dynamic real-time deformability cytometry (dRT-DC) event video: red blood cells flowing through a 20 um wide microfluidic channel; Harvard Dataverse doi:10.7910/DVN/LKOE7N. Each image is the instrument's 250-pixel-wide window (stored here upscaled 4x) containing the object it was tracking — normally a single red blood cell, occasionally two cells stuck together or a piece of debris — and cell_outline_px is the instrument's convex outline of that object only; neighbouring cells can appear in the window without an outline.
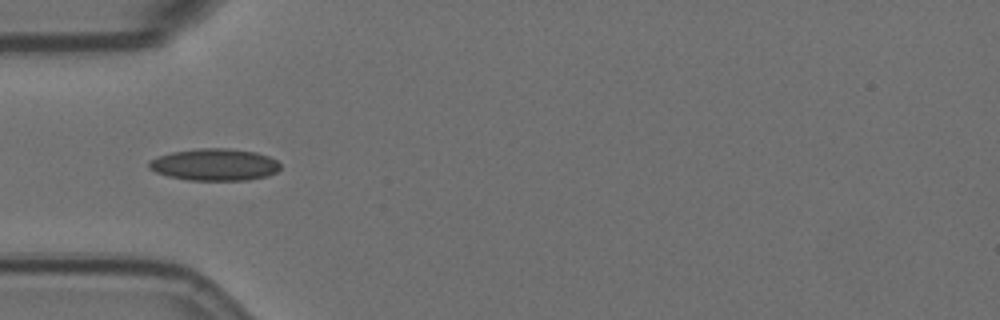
{"species": "Egyptian fruit bat (a non-hibernating species)", "species_latin": "Rousettus aegyptiacus", "temperature_condition": "room temperature", "stored_images_in_passage": 10, "camera_frame_rate_fps": 3000, "um_per_image_px": 0.085, "animal": {"sex": "female"}, "frame": {"image": 1, "passage_image": 4, "time_ms": 1.0, "image_size_px": [1000, 320], "cell_outline_px": [[280, 168], [276, 172], [268, 176], [248, 180], [188, 180], [168, 176], [156, 172], [148, 168], [148, 160], [172, 152], [200, 148], [228, 148], [256, 152], [268, 156], [276, 160], [280, 164]], "centroid_in_image_um": [18.24, 13.99], "position_along_channel_um": 66.8, "area_um2": 24.51}}
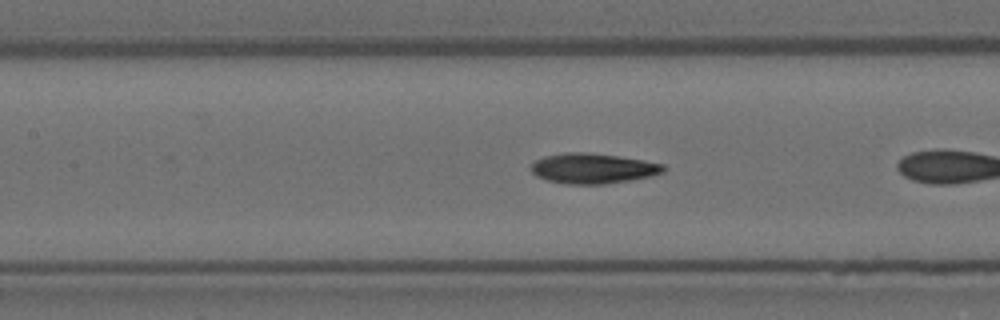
{"frame": {"image": 2, "passage_image": 9, "time_ms": 2.667, "image_size_px": [1000, 320], "cell_outline_px": [[668, 168], [664, 172], [652, 176], [632, 180], [604, 184], [564, 184], [548, 180], [536, 176], [532, 172], [532, 164], [536, 160], [544, 156], [564, 152], [588, 152], [616, 156], [664, 164]], "centroid_in_image_um": [50.42, 14.32], "position_along_channel_um": 157.0, "area_um2": 23.35}}